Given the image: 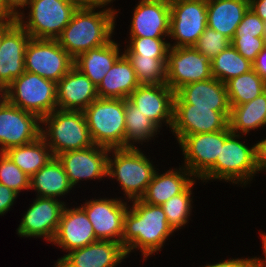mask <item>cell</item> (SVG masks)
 <instances>
[{"instance_id":"6da1fadb","label":"cell","mask_w":266,"mask_h":267,"mask_svg":"<svg viewBox=\"0 0 266 267\" xmlns=\"http://www.w3.org/2000/svg\"><path fill=\"white\" fill-rule=\"evenodd\" d=\"M131 209H127L124 217L121 243L127 255L131 250L140 248L142 255H152L160 249L173 229L169 226L166 214L161 205L133 200Z\"/></svg>"},{"instance_id":"7a4b0ae2","label":"cell","mask_w":266,"mask_h":267,"mask_svg":"<svg viewBox=\"0 0 266 267\" xmlns=\"http://www.w3.org/2000/svg\"><path fill=\"white\" fill-rule=\"evenodd\" d=\"M95 8L78 7L70 23L57 38L59 45L73 58L107 44L112 38L116 11L111 8L94 12Z\"/></svg>"},{"instance_id":"3957f363","label":"cell","mask_w":266,"mask_h":267,"mask_svg":"<svg viewBox=\"0 0 266 267\" xmlns=\"http://www.w3.org/2000/svg\"><path fill=\"white\" fill-rule=\"evenodd\" d=\"M93 144L124 148L125 99L97 98L84 111Z\"/></svg>"},{"instance_id":"277c9868","label":"cell","mask_w":266,"mask_h":267,"mask_svg":"<svg viewBox=\"0 0 266 267\" xmlns=\"http://www.w3.org/2000/svg\"><path fill=\"white\" fill-rule=\"evenodd\" d=\"M41 136L54 157L67 151L80 150L93 145L83 111L56 109L46 115L41 124ZM48 125V126H47Z\"/></svg>"},{"instance_id":"5b68a950","label":"cell","mask_w":266,"mask_h":267,"mask_svg":"<svg viewBox=\"0 0 266 267\" xmlns=\"http://www.w3.org/2000/svg\"><path fill=\"white\" fill-rule=\"evenodd\" d=\"M27 5L31 8L27 21L22 12L15 20L32 39H57L78 8L75 0H29Z\"/></svg>"},{"instance_id":"8992f818","label":"cell","mask_w":266,"mask_h":267,"mask_svg":"<svg viewBox=\"0 0 266 267\" xmlns=\"http://www.w3.org/2000/svg\"><path fill=\"white\" fill-rule=\"evenodd\" d=\"M110 152L114 158L108 157L107 176L117 178L128 199H141L156 171L152 162L137 147Z\"/></svg>"},{"instance_id":"52a82bcc","label":"cell","mask_w":266,"mask_h":267,"mask_svg":"<svg viewBox=\"0 0 266 267\" xmlns=\"http://www.w3.org/2000/svg\"><path fill=\"white\" fill-rule=\"evenodd\" d=\"M12 105L43 119L58 108L56 83L25 71L5 89Z\"/></svg>"},{"instance_id":"ba28073f","label":"cell","mask_w":266,"mask_h":267,"mask_svg":"<svg viewBox=\"0 0 266 267\" xmlns=\"http://www.w3.org/2000/svg\"><path fill=\"white\" fill-rule=\"evenodd\" d=\"M240 134L232 133L221 146L220 158L200 178L201 180L224 179L234 184H245L259 169L256 162V145L249 148L237 140Z\"/></svg>"},{"instance_id":"9c48e42d","label":"cell","mask_w":266,"mask_h":267,"mask_svg":"<svg viewBox=\"0 0 266 267\" xmlns=\"http://www.w3.org/2000/svg\"><path fill=\"white\" fill-rule=\"evenodd\" d=\"M25 71L57 83L73 66L74 59L57 39H30L25 51Z\"/></svg>"},{"instance_id":"30bf717a","label":"cell","mask_w":266,"mask_h":267,"mask_svg":"<svg viewBox=\"0 0 266 267\" xmlns=\"http://www.w3.org/2000/svg\"><path fill=\"white\" fill-rule=\"evenodd\" d=\"M170 9V47H193L207 27V0H173Z\"/></svg>"},{"instance_id":"8fae6325","label":"cell","mask_w":266,"mask_h":267,"mask_svg":"<svg viewBox=\"0 0 266 267\" xmlns=\"http://www.w3.org/2000/svg\"><path fill=\"white\" fill-rule=\"evenodd\" d=\"M212 78L211 60L194 47H170L166 84L176 93L181 87Z\"/></svg>"},{"instance_id":"7c38bea8","label":"cell","mask_w":266,"mask_h":267,"mask_svg":"<svg viewBox=\"0 0 266 267\" xmlns=\"http://www.w3.org/2000/svg\"><path fill=\"white\" fill-rule=\"evenodd\" d=\"M232 133L228 126L219 132L185 135L179 141L185 159L184 167L194 179L201 178L216 163L221 146Z\"/></svg>"},{"instance_id":"4fadbf2b","label":"cell","mask_w":266,"mask_h":267,"mask_svg":"<svg viewBox=\"0 0 266 267\" xmlns=\"http://www.w3.org/2000/svg\"><path fill=\"white\" fill-rule=\"evenodd\" d=\"M30 39V35L15 18H3V36L0 44V85L4 89L25 72V51Z\"/></svg>"},{"instance_id":"5bb4252c","label":"cell","mask_w":266,"mask_h":267,"mask_svg":"<svg viewBox=\"0 0 266 267\" xmlns=\"http://www.w3.org/2000/svg\"><path fill=\"white\" fill-rule=\"evenodd\" d=\"M41 119L9 103L0 104V152L35 141L41 136Z\"/></svg>"},{"instance_id":"9a60e30c","label":"cell","mask_w":266,"mask_h":267,"mask_svg":"<svg viewBox=\"0 0 266 267\" xmlns=\"http://www.w3.org/2000/svg\"><path fill=\"white\" fill-rule=\"evenodd\" d=\"M230 111H214L212 108L194 107L192 104H174L173 133L178 142L185 135L212 133L229 126Z\"/></svg>"},{"instance_id":"2e32d148","label":"cell","mask_w":266,"mask_h":267,"mask_svg":"<svg viewBox=\"0 0 266 267\" xmlns=\"http://www.w3.org/2000/svg\"><path fill=\"white\" fill-rule=\"evenodd\" d=\"M85 211L98 240L121 243L127 203L119 199H95L85 202Z\"/></svg>"},{"instance_id":"e0dca14e","label":"cell","mask_w":266,"mask_h":267,"mask_svg":"<svg viewBox=\"0 0 266 267\" xmlns=\"http://www.w3.org/2000/svg\"><path fill=\"white\" fill-rule=\"evenodd\" d=\"M110 149L93 144L90 147L60 153L56 157L62 163L69 182L76 185L82 179H100L107 176Z\"/></svg>"},{"instance_id":"ac0fdd59","label":"cell","mask_w":266,"mask_h":267,"mask_svg":"<svg viewBox=\"0 0 266 267\" xmlns=\"http://www.w3.org/2000/svg\"><path fill=\"white\" fill-rule=\"evenodd\" d=\"M64 203L57 198L36 197L24 214L17 234L21 237L43 236L47 241L52 242L65 207Z\"/></svg>"},{"instance_id":"d6986e66","label":"cell","mask_w":266,"mask_h":267,"mask_svg":"<svg viewBox=\"0 0 266 267\" xmlns=\"http://www.w3.org/2000/svg\"><path fill=\"white\" fill-rule=\"evenodd\" d=\"M174 96L175 92L167 84L139 85L128 100L159 127L164 121L172 129Z\"/></svg>"},{"instance_id":"ffe728a7","label":"cell","mask_w":266,"mask_h":267,"mask_svg":"<svg viewBox=\"0 0 266 267\" xmlns=\"http://www.w3.org/2000/svg\"><path fill=\"white\" fill-rule=\"evenodd\" d=\"M126 257L122 243L97 240L85 247L69 251L58 259L55 267H115Z\"/></svg>"},{"instance_id":"44dd1931","label":"cell","mask_w":266,"mask_h":267,"mask_svg":"<svg viewBox=\"0 0 266 267\" xmlns=\"http://www.w3.org/2000/svg\"><path fill=\"white\" fill-rule=\"evenodd\" d=\"M56 92L61 110L84 111L98 98L97 87L75 66L56 83Z\"/></svg>"},{"instance_id":"7402d4cb","label":"cell","mask_w":266,"mask_h":267,"mask_svg":"<svg viewBox=\"0 0 266 267\" xmlns=\"http://www.w3.org/2000/svg\"><path fill=\"white\" fill-rule=\"evenodd\" d=\"M170 15V4L140 0L132 15L130 38L169 36Z\"/></svg>"},{"instance_id":"603a6c76","label":"cell","mask_w":266,"mask_h":267,"mask_svg":"<svg viewBox=\"0 0 266 267\" xmlns=\"http://www.w3.org/2000/svg\"><path fill=\"white\" fill-rule=\"evenodd\" d=\"M97 240L85 211L81 207L74 209L64 207L52 242L68 252L85 247Z\"/></svg>"},{"instance_id":"cb8c5ba5","label":"cell","mask_w":266,"mask_h":267,"mask_svg":"<svg viewBox=\"0 0 266 267\" xmlns=\"http://www.w3.org/2000/svg\"><path fill=\"white\" fill-rule=\"evenodd\" d=\"M174 104H192L194 107L230 111L226 84L212 77L181 87L174 96Z\"/></svg>"},{"instance_id":"d4e9b609","label":"cell","mask_w":266,"mask_h":267,"mask_svg":"<svg viewBox=\"0 0 266 267\" xmlns=\"http://www.w3.org/2000/svg\"><path fill=\"white\" fill-rule=\"evenodd\" d=\"M248 8L249 0H207V26L231 41Z\"/></svg>"},{"instance_id":"484cf974","label":"cell","mask_w":266,"mask_h":267,"mask_svg":"<svg viewBox=\"0 0 266 267\" xmlns=\"http://www.w3.org/2000/svg\"><path fill=\"white\" fill-rule=\"evenodd\" d=\"M139 85L132 64L123 53L103 77L97 94L99 98L128 99Z\"/></svg>"},{"instance_id":"4316f807","label":"cell","mask_w":266,"mask_h":267,"mask_svg":"<svg viewBox=\"0 0 266 267\" xmlns=\"http://www.w3.org/2000/svg\"><path fill=\"white\" fill-rule=\"evenodd\" d=\"M118 46L117 43L110 40L103 46L90 49L74 59V66L98 87L103 77L121 56Z\"/></svg>"},{"instance_id":"83f0119b","label":"cell","mask_w":266,"mask_h":267,"mask_svg":"<svg viewBox=\"0 0 266 267\" xmlns=\"http://www.w3.org/2000/svg\"><path fill=\"white\" fill-rule=\"evenodd\" d=\"M191 176L193 175L185 167H180L179 171L168 170L163 174L155 171L141 200L148 204L162 205L174 195L180 194L193 181Z\"/></svg>"},{"instance_id":"f1b7e54d","label":"cell","mask_w":266,"mask_h":267,"mask_svg":"<svg viewBox=\"0 0 266 267\" xmlns=\"http://www.w3.org/2000/svg\"><path fill=\"white\" fill-rule=\"evenodd\" d=\"M72 184L62 163L53 157L46 165L30 177L29 188L37 191V197L56 198L68 193Z\"/></svg>"},{"instance_id":"f546056e","label":"cell","mask_w":266,"mask_h":267,"mask_svg":"<svg viewBox=\"0 0 266 267\" xmlns=\"http://www.w3.org/2000/svg\"><path fill=\"white\" fill-rule=\"evenodd\" d=\"M4 153L29 177L54 157L42 136L31 143L11 147Z\"/></svg>"},{"instance_id":"4dcf8cb0","label":"cell","mask_w":266,"mask_h":267,"mask_svg":"<svg viewBox=\"0 0 266 267\" xmlns=\"http://www.w3.org/2000/svg\"><path fill=\"white\" fill-rule=\"evenodd\" d=\"M230 108L228 121L233 133L248 134L252 129L261 128L266 125V90L252 101Z\"/></svg>"},{"instance_id":"1f68e13d","label":"cell","mask_w":266,"mask_h":267,"mask_svg":"<svg viewBox=\"0 0 266 267\" xmlns=\"http://www.w3.org/2000/svg\"><path fill=\"white\" fill-rule=\"evenodd\" d=\"M225 84L230 106L248 103L266 90V82L254 69L231 78Z\"/></svg>"},{"instance_id":"d6a6232c","label":"cell","mask_w":266,"mask_h":267,"mask_svg":"<svg viewBox=\"0 0 266 267\" xmlns=\"http://www.w3.org/2000/svg\"><path fill=\"white\" fill-rule=\"evenodd\" d=\"M160 127L146 117L128 99H125L124 148H135L134 142H142L154 137ZM151 137V138H150ZM133 141V144L131 143Z\"/></svg>"},{"instance_id":"836d02e7","label":"cell","mask_w":266,"mask_h":267,"mask_svg":"<svg viewBox=\"0 0 266 267\" xmlns=\"http://www.w3.org/2000/svg\"><path fill=\"white\" fill-rule=\"evenodd\" d=\"M252 69V62L242 57L232 45L211 60L212 77L222 83Z\"/></svg>"},{"instance_id":"e575fe53","label":"cell","mask_w":266,"mask_h":267,"mask_svg":"<svg viewBox=\"0 0 266 267\" xmlns=\"http://www.w3.org/2000/svg\"><path fill=\"white\" fill-rule=\"evenodd\" d=\"M135 71L140 85L166 84L167 58L140 57L139 55H126Z\"/></svg>"},{"instance_id":"d590c367","label":"cell","mask_w":266,"mask_h":267,"mask_svg":"<svg viewBox=\"0 0 266 267\" xmlns=\"http://www.w3.org/2000/svg\"><path fill=\"white\" fill-rule=\"evenodd\" d=\"M193 180L180 194L174 195L161 205L169 226L175 231L188 222L190 216L192 195L191 188L195 184Z\"/></svg>"},{"instance_id":"8d00e7d4","label":"cell","mask_w":266,"mask_h":267,"mask_svg":"<svg viewBox=\"0 0 266 267\" xmlns=\"http://www.w3.org/2000/svg\"><path fill=\"white\" fill-rule=\"evenodd\" d=\"M170 46V43L163 41V38H130V45L124 54L150 58H167Z\"/></svg>"},{"instance_id":"74e56055","label":"cell","mask_w":266,"mask_h":267,"mask_svg":"<svg viewBox=\"0 0 266 267\" xmlns=\"http://www.w3.org/2000/svg\"><path fill=\"white\" fill-rule=\"evenodd\" d=\"M30 177L25 174L4 152H0V184L19 194L29 188Z\"/></svg>"},{"instance_id":"f35d334b","label":"cell","mask_w":266,"mask_h":267,"mask_svg":"<svg viewBox=\"0 0 266 267\" xmlns=\"http://www.w3.org/2000/svg\"><path fill=\"white\" fill-rule=\"evenodd\" d=\"M230 45L231 41L226 36L207 26L193 47L203 56L212 60Z\"/></svg>"},{"instance_id":"ab89813d","label":"cell","mask_w":266,"mask_h":267,"mask_svg":"<svg viewBox=\"0 0 266 267\" xmlns=\"http://www.w3.org/2000/svg\"><path fill=\"white\" fill-rule=\"evenodd\" d=\"M264 32L265 22L249 7L244 13L234 36L264 38Z\"/></svg>"},{"instance_id":"60d3db41","label":"cell","mask_w":266,"mask_h":267,"mask_svg":"<svg viewBox=\"0 0 266 267\" xmlns=\"http://www.w3.org/2000/svg\"><path fill=\"white\" fill-rule=\"evenodd\" d=\"M231 45L242 57L253 63L256 56L264 49V38L233 36Z\"/></svg>"},{"instance_id":"b9f144b4","label":"cell","mask_w":266,"mask_h":267,"mask_svg":"<svg viewBox=\"0 0 266 267\" xmlns=\"http://www.w3.org/2000/svg\"><path fill=\"white\" fill-rule=\"evenodd\" d=\"M18 193L0 184V215L5 214L13 205Z\"/></svg>"},{"instance_id":"7bdbcfd3","label":"cell","mask_w":266,"mask_h":267,"mask_svg":"<svg viewBox=\"0 0 266 267\" xmlns=\"http://www.w3.org/2000/svg\"><path fill=\"white\" fill-rule=\"evenodd\" d=\"M204 267V266H203ZM205 267H254V258L251 259H229L217 264L206 265Z\"/></svg>"},{"instance_id":"ee69618b","label":"cell","mask_w":266,"mask_h":267,"mask_svg":"<svg viewBox=\"0 0 266 267\" xmlns=\"http://www.w3.org/2000/svg\"><path fill=\"white\" fill-rule=\"evenodd\" d=\"M256 145V162L259 171L266 170V139L258 142Z\"/></svg>"},{"instance_id":"f6af8a7d","label":"cell","mask_w":266,"mask_h":267,"mask_svg":"<svg viewBox=\"0 0 266 267\" xmlns=\"http://www.w3.org/2000/svg\"><path fill=\"white\" fill-rule=\"evenodd\" d=\"M253 69L264 79L266 82V49L264 48L252 63Z\"/></svg>"},{"instance_id":"bcb514c9","label":"cell","mask_w":266,"mask_h":267,"mask_svg":"<svg viewBox=\"0 0 266 267\" xmlns=\"http://www.w3.org/2000/svg\"><path fill=\"white\" fill-rule=\"evenodd\" d=\"M249 7L266 22V0H249Z\"/></svg>"},{"instance_id":"7dc6e473","label":"cell","mask_w":266,"mask_h":267,"mask_svg":"<svg viewBox=\"0 0 266 267\" xmlns=\"http://www.w3.org/2000/svg\"><path fill=\"white\" fill-rule=\"evenodd\" d=\"M75 1L78 7L96 9V7L97 8L105 7L107 4H109L113 0H75Z\"/></svg>"},{"instance_id":"c3c4849f","label":"cell","mask_w":266,"mask_h":267,"mask_svg":"<svg viewBox=\"0 0 266 267\" xmlns=\"http://www.w3.org/2000/svg\"><path fill=\"white\" fill-rule=\"evenodd\" d=\"M5 5L16 15L18 10L16 11L17 7L24 8L29 0H3Z\"/></svg>"},{"instance_id":"681fc988","label":"cell","mask_w":266,"mask_h":267,"mask_svg":"<svg viewBox=\"0 0 266 267\" xmlns=\"http://www.w3.org/2000/svg\"><path fill=\"white\" fill-rule=\"evenodd\" d=\"M262 244H263V249H264V253L265 254V259L263 261V259L260 258H254V267H266V234H262Z\"/></svg>"},{"instance_id":"f907efd6","label":"cell","mask_w":266,"mask_h":267,"mask_svg":"<svg viewBox=\"0 0 266 267\" xmlns=\"http://www.w3.org/2000/svg\"><path fill=\"white\" fill-rule=\"evenodd\" d=\"M15 14L0 0V18H15Z\"/></svg>"},{"instance_id":"816d5d0a","label":"cell","mask_w":266,"mask_h":267,"mask_svg":"<svg viewBox=\"0 0 266 267\" xmlns=\"http://www.w3.org/2000/svg\"><path fill=\"white\" fill-rule=\"evenodd\" d=\"M0 104L5 100L6 98V93L5 89L0 85Z\"/></svg>"},{"instance_id":"f5cc1de1","label":"cell","mask_w":266,"mask_h":267,"mask_svg":"<svg viewBox=\"0 0 266 267\" xmlns=\"http://www.w3.org/2000/svg\"><path fill=\"white\" fill-rule=\"evenodd\" d=\"M3 36V18H0V44Z\"/></svg>"},{"instance_id":"db71d44e","label":"cell","mask_w":266,"mask_h":267,"mask_svg":"<svg viewBox=\"0 0 266 267\" xmlns=\"http://www.w3.org/2000/svg\"><path fill=\"white\" fill-rule=\"evenodd\" d=\"M142 1L162 2L166 4H171L173 0H142Z\"/></svg>"},{"instance_id":"11a10c76","label":"cell","mask_w":266,"mask_h":267,"mask_svg":"<svg viewBox=\"0 0 266 267\" xmlns=\"http://www.w3.org/2000/svg\"><path fill=\"white\" fill-rule=\"evenodd\" d=\"M264 48L266 49V22H265V32H264Z\"/></svg>"}]
</instances>
